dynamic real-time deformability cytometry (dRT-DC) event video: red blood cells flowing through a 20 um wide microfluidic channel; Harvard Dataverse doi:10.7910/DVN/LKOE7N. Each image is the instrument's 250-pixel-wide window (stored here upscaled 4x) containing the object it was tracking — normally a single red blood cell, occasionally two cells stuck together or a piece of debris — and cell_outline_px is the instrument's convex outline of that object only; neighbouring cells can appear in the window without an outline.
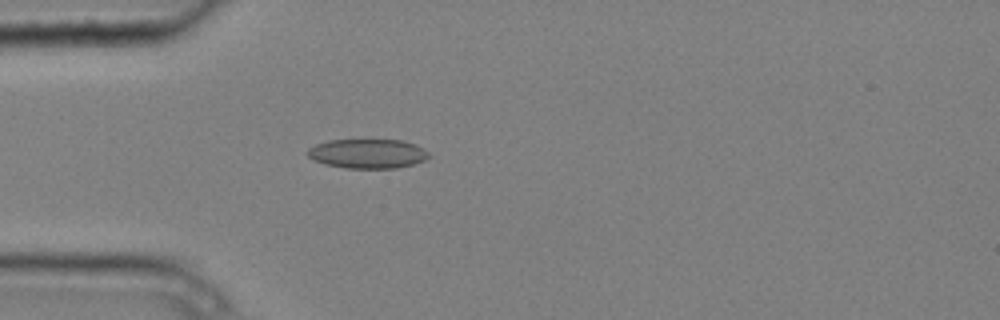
{"species": "common noctule bat (a hibernating species)", "species_latin": "Nyctalus noctula", "temperature_condition": "cold", "stored_images_in_passage": 1, "camera_frame_rate_fps": 3000, "um_per_image_px": 0.085, "animal": {"sex": "male", "body_mass_g": 20.4}, "frame": {"image": 1, "passage_image": 1, "time_ms": 0.0, "image_size_px": [1000, 320], "cell_outline_px": [[432, 156], [424, 160], [412, 164], [396, 168], [344, 168], [324, 164], [312, 160], [308, 156], [308, 148], [316, 144], [328, 140], [404, 140], [416, 144], [424, 148]], "centroid_in_image_um": [31.26, 13.06], "position_along_channel_um": 53.7, "area_um2": 20.92}}